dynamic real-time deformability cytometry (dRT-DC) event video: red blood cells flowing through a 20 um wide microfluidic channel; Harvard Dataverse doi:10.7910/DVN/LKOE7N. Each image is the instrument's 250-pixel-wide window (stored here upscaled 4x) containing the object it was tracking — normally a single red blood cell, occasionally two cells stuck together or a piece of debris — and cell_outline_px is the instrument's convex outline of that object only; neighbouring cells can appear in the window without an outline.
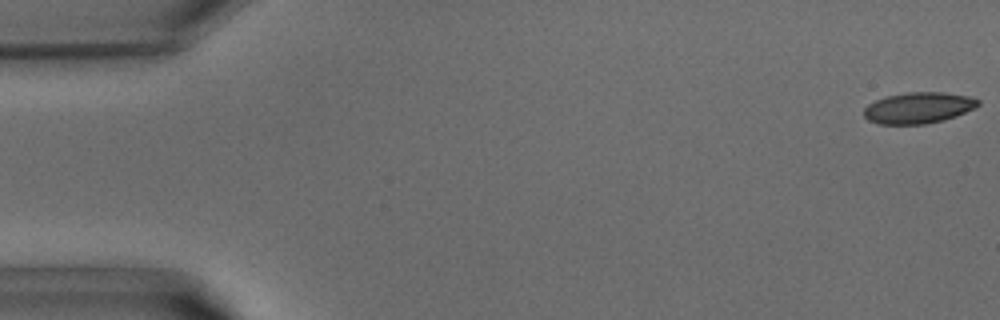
{"species": "common noctule bat (a hibernating species)", "species_latin": "Nyctalus noctula", "temperature_condition": "warm", "stored_images_in_passage": 39, "camera_frame_rate_fps": 3000, "um_per_image_px": 0.085, "animal": {"sex": "male", "body_mass_g": 15.6}, "frame": {"image": 1, "passage_image": 1, "time_ms": 0.0, "image_size_px": [1000, 320], "cell_outline_px": [[980, 104], [956, 116], [944, 120], [924, 124], [880, 124], [868, 120], [864, 116], [864, 108], [868, 104], [876, 100], [888, 96], [908, 92], [944, 92], [968, 96], [980, 100]], "centroid_in_image_um": [78.05, 9.16], "position_along_channel_um": 6.9, "area_um2": 20.58}}
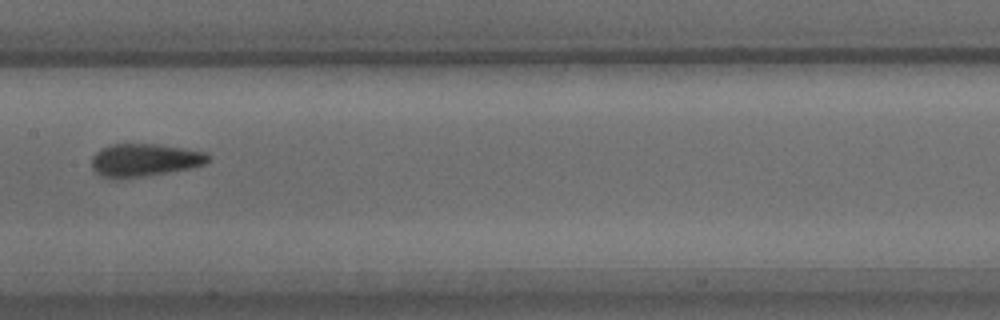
{"frame": {"image": 2, "passage_image": 20, "time_ms": 6.333, "image_size_px": [1000, 320], "cell_outline_px": [[208, 160], [204, 164], [188, 168], [148, 176], [116, 180], [100, 176], [92, 168], [92, 156], [100, 148], [112, 144], [156, 144], [204, 152], [208, 156]], "centroid_in_image_um": [12.19, 13.63], "position_along_channel_um": 195.2, "area_um2": 22.25}}
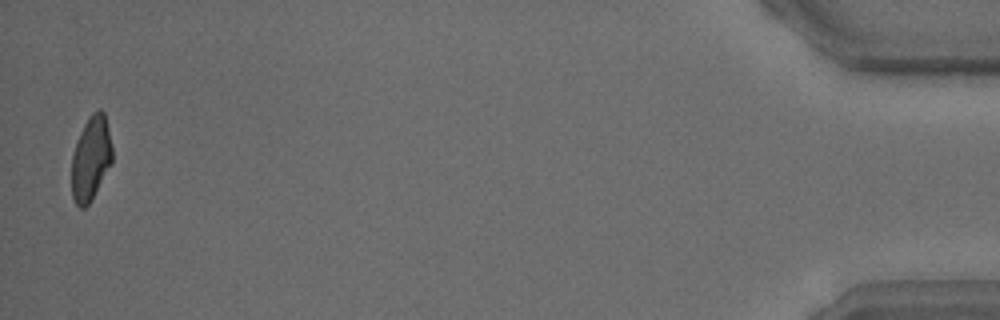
{"frame": {"image": 3, "passage_image": 39, "time_ms": 12.667, "image_size_px": [1000, 320], "cell_outline_px": [[112, 164], [92, 200], [84, 208], [80, 208], [76, 204], [72, 196], [72, 156], [80, 132], [84, 124], [92, 112], [100, 108], [104, 112], [108, 128], [112, 148]], "centroid_in_image_um": [7.74, 13.48], "position_along_channel_um": 427.5, "area_um2": 20.0}}